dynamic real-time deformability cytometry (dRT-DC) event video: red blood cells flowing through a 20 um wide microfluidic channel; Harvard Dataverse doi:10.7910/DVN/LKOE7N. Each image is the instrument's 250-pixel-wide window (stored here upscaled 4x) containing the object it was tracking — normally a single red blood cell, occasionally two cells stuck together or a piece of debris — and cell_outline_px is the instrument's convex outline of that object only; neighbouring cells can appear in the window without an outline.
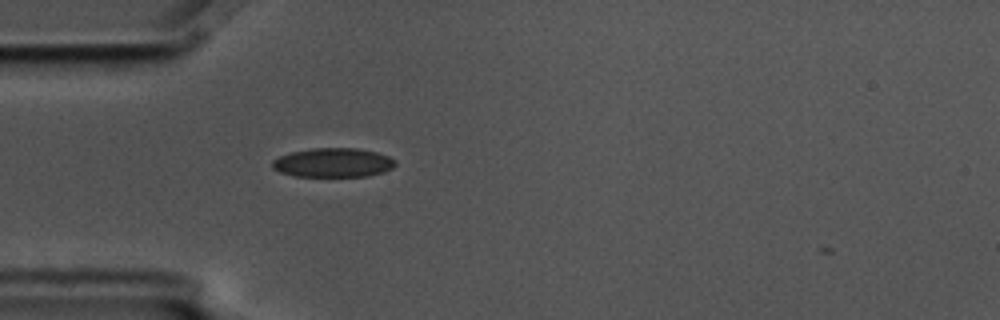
{"species": "common noctule bat (a hibernating species)", "species_latin": "Nyctalus noctula", "temperature_condition": "cold", "stored_images_in_passage": 1, "camera_frame_rate_fps": 3000, "um_per_image_px": 0.085, "animal": {"sex": "male", "body_mass_g": 17.5, "forearm_length_mm": 52.3}, "frame": {"image": 1, "passage_image": 1, "time_ms": 0.0, "image_size_px": [1000, 320], "cell_outline_px": [[396, 164], [392, 168], [384, 172], [368, 176], [292, 176], [280, 172], [272, 168], [272, 160], [280, 156], [292, 152], [312, 148], [356, 148], [376, 152], [388, 156], [396, 160]], "centroid_in_image_um": [28.32, 13.83], "position_along_channel_um": 56.7, "area_um2": 20.92}}